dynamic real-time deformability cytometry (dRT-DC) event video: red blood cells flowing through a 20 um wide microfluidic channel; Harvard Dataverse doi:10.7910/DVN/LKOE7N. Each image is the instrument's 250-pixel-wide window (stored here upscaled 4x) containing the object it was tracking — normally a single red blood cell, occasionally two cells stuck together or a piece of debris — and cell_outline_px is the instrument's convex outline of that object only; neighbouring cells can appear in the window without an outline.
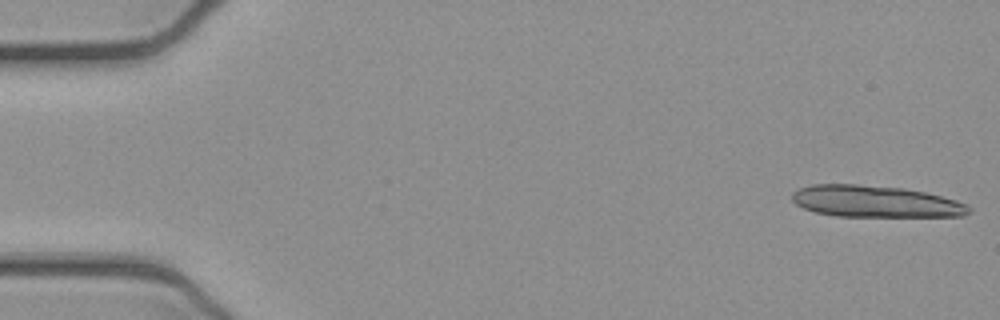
{"species": "common noctule bat (a hibernating species)", "species_latin": "Nyctalus noctula", "temperature_condition": "cold", "stored_images_in_passage": 14, "camera_frame_rate_fps": 3000, "um_per_image_px": 0.085, "animal": {"sex": "female", "body_mass_g": 21.9}, "frame": {"image": 1, "passage_image": 1, "time_ms": 0.0, "image_size_px": [1000, 320], "cell_outline_px": [[972, 212], [964, 216], [836, 216], [816, 212], [804, 208], [796, 204], [792, 200], [792, 192], [800, 188], [812, 184], [856, 184], [904, 188], [924, 192], [956, 200], [968, 204], [972, 208]], "centroid_in_image_um": [74.43, 17.12], "position_along_channel_um": 10.6, "area_um2": 32.66}}